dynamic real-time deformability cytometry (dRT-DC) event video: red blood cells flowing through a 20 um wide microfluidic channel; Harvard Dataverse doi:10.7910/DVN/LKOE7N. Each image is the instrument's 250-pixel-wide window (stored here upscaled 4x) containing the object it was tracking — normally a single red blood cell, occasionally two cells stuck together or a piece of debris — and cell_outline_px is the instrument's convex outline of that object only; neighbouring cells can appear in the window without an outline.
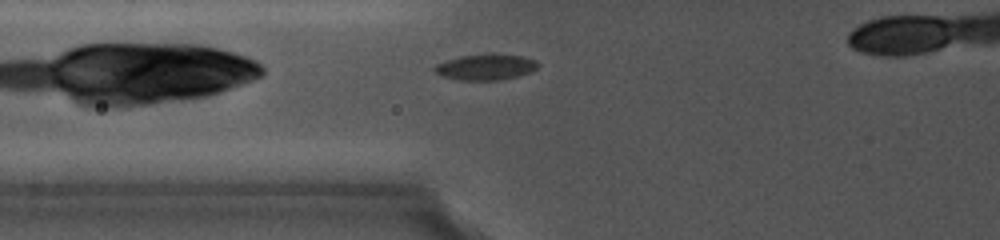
{"species": "common noctule bat (a hibernating species)", "species_latin": "Nyctalus noctula", "temperature_condition": "cold", "stored_images_in_passage": 8, "camera_frame_rate_fps": 5000, "um_per_image_px": 0.085, "animal": {"sex": "female", "body_mass_g": 19.0, "forearm_length_mm": 56.7}, "frame": {"image": 1, "passage_image": 2, "time_ms": 0.8, "image_size_px": [1000, 240], "cell_outline_px": [[540, 64], [532, 72], [500, 80], [460, 80], [440, 76], [432, 72], [432, 68], [436, 64], [444, 60], [460, 56], [496, 52], [520, 56], [536, 60]], "centroid_in_image_um": [41.24, 5.68], "position_along_channel_um": 84.6, "area_um2": 16.07}}
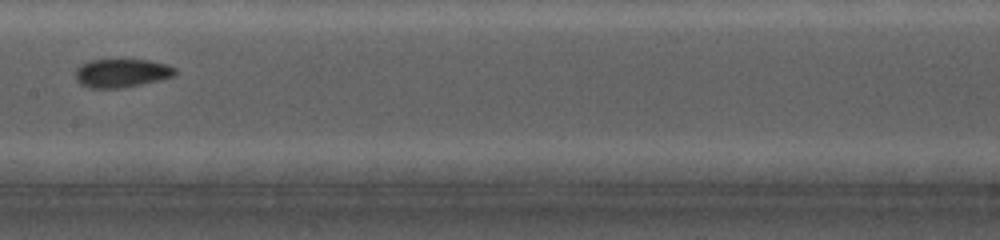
{"frame": {"image": 2, "passage_image": 6, "time_ms": 3.8, "image_size_px": [1000, 240], "cell_outline_px": [[176, 76], [160, 80], [120, 88], [88, 88], [80, 84], [76, 80], [76, 68], [80, 64], [88, 60], [148, 60], [168, 64], [176, 68]], "centroid_in_image_um": [10.34, 6.21], "position_along_channel_um": 197.1, "area_um2": 16.7}}
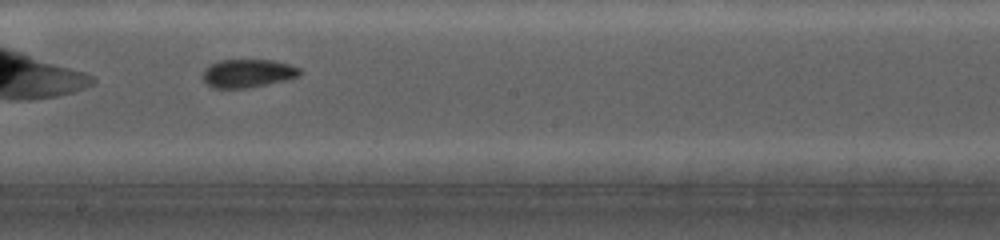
{"frame": {"image": 3, "passage_image": 7, "time_ms": 4.6, "image_size_px": [1000, 240], "cell_outline_px": [[304, 72], [300, 76], [288, 80], [248, 88], [212, 88], [204, 80], [204, 68], [208, 64], [220, 60], [272, 60], [292, 64], [300, 68]], "centroid_in_image_um": [21.12, 6.23], "position_along_channel_um": 227.1, "area_um2": 16.3}}